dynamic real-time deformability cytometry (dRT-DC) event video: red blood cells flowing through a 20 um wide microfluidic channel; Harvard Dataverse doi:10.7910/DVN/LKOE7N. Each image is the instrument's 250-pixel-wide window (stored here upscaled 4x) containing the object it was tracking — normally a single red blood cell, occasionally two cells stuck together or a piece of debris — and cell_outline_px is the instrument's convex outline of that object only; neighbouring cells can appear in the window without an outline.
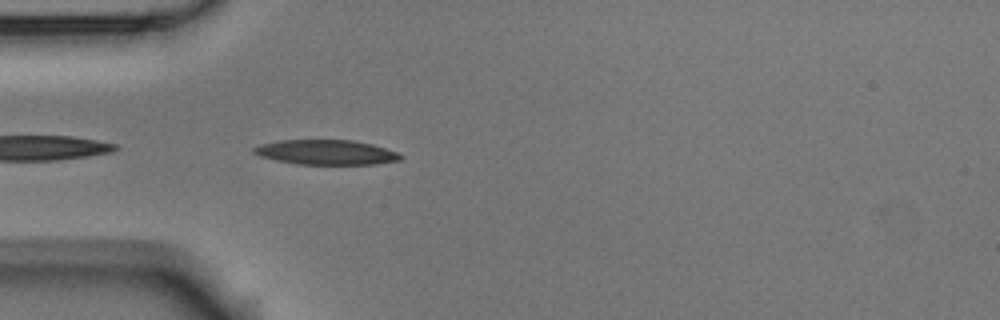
{"species": "Egyptian fruit bat (a non-hibernating species)", "species_latin": "Rousettus aegyptiacus", "temperature_condition": "room temperature", "stored_images_in_passage": 5, "camera_frame_rate_fps": 3000, "um_per_image_px": 0.085, "animal": {"sex": "male"}, "frame": {"image": 1, "passage_image": 5, "time_ms": 4.667, "image_size_px": [1000, 320], "cell_outline_px": [[404, 156], [400, 160], [372, 164], [296, 164], [276, 160], [260, 156], [252, 152], [252, 148], [260, 144], [280, 140], [352, 140], [372, 144], [396, 152]], "centroid_in_image_um": [27.69, 12.94], "position_along_channel_um": 57.3, "area_um2": 21.1}}